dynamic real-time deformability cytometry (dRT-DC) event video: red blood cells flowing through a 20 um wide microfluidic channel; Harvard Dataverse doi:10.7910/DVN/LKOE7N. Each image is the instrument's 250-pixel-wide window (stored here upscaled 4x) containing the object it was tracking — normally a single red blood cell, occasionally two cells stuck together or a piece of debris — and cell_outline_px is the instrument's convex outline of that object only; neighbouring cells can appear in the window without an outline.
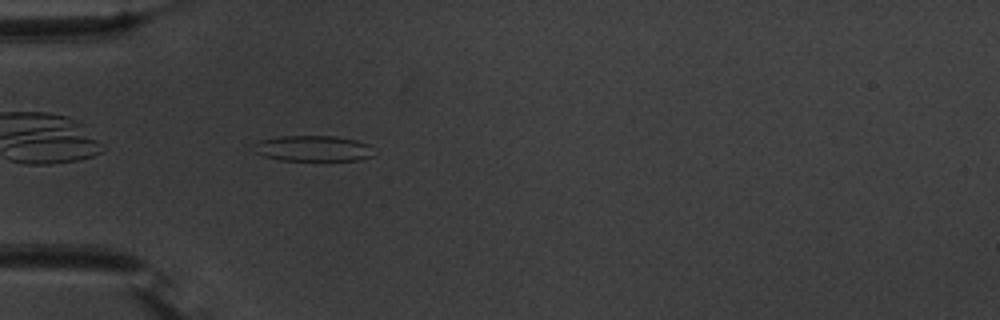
{"species": "common noctule bat (a hibernating species)", "species_latin": "Nyctalus noctula", "temperature_condition": "warm", "stored_images_in_passage": 31, "camera_frame_rate_fps": 3000, "um_per_image_px": 0.085, "animal": {"sex": "male", "body_mass_g": 20.1, "forearm_length_mm": 53.5}, "frame": {"image": 1, "passage_image": 1, "time_ms": 0.0, "image_size_px": [1000, 320], "cell_outline_px": [[376, 148], [372, 156], [360, 160], [324, 164], [280, 160], [264, 156], [248, 148], [252, 144], [260, 140], [280, 136], [336, 136], [356, 140], [368, 144]], "centroid_in_image_um": [26.64, 12.68], "position_along_channel_um": 58.4, "area_um2": 19.48}}
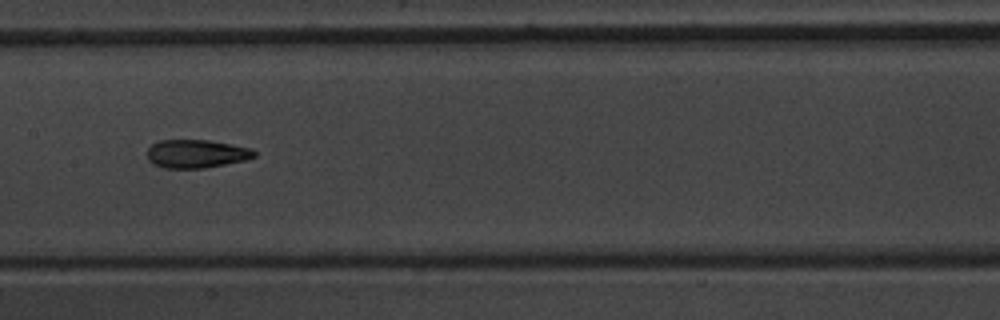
{"frame": {"image": 2, "passage_image": 12, "time_ms": 3.667, "image_size_px": [1000, 320], "cell_outline_px": [[256, 156], [248, 160], [204, 168], [164, 168], [152, 164], [148, 160], [148, 148], [152, 144], [160, 140], [208, 140], [232, 144], [252, 148], [256, 152]], "centroid_in_image_um": [16.71, 13.07], "position_along_channel_um": 190.7, "area_um2": 17.86}}
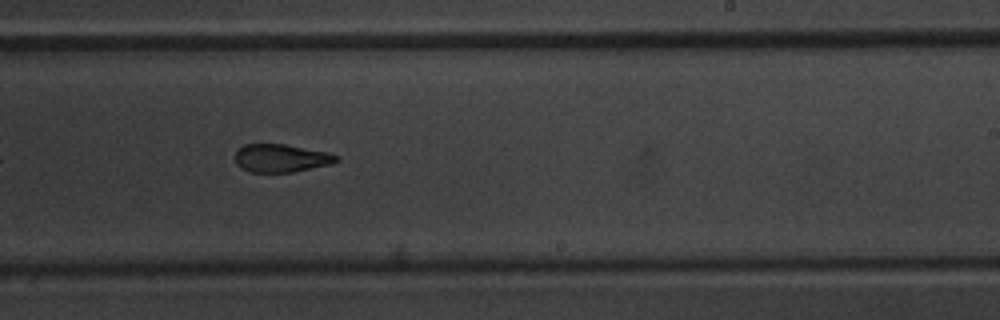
{"frame": {"image": 3, "passage_image": 18, "time_ms": 5.667, "image_size_px": [1000, 320], "cell_outline_px": [[340, 160], [332, 164], [292, 172], [248, 172], [240, 168], [236, 164], [236, 152], [244, 144], [284, 144], [328, 152], [336, 156]], "centroid_in_image_um": [23.88, 13.45], "position_along_channel_um": 265.1, "area_um2": 16.53}, "authors_computed_cell_mechanics": {"area_um2": 17.8024, "velocity_mm_per_s": 3.7327, "shape_relaxation_time_tau1_ms": 7.8149, "shape_relaxation_time_tau2_ms": 2.863, "deformation_change_tau1": 0.2075, "deformation_change_tau2": 0.1107}}